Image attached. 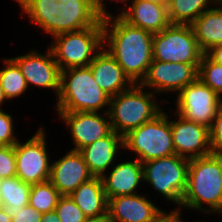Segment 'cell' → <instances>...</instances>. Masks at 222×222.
Segmentation results:
<instances>
[{
  "label": "cell",
  "mask_w": 222,
  "mask_h": 222,
  "mask_svg": "<svg viewBox=\"0 0 222 222\" xmlns=\"http://www.w3.org/2000/svg\"><path fill=\"white\" fill-rule=\"evenodd\" d=\"M60 193L50 181L32 184L29 205L41 213L55 211Z\"/></svg>",
  "instance_id": "27"
},
{
  "label": "cell",
  "mask_w": 222,
  "mask_h": 222,
  "mask_svg": "<svg viewBox=\"0 0 222 222\" xmlns=\"http://www.w3.org/2000/svg\"><path fill=\"white\" fill-rule=\"evenodd\" d=\"M110 174L102 177L104 191L107 199L137 194L135 190L143 181L142 163L135 159L133 161L119 162L112 165Z\"/></svg>",
  "instance_id": "20"
},
{
  "label": "cell",
  "mask_w": 222,
  "mask_h": 222,
  "mask_svg": "<svg viewBox=\"0 0 222 222\" xmlns=\"http://www.w3.org/2000/svg\"><path fill=\"white\" fill-rule=\"evenodd\" d=\"M123 149V137L112 131L104 138L79 150L94 177H103L116 160L118 148Z\"/></svg>",
  "instance_id": "21"
},
{
  "label": "cell",
  "mask_w": 222,
  "mask_h": 222,
  "mask_svg": "<svg viewBox=\"0 0 222 222\" xmlns=\"http://www.w3.org/2000/svg\"><path fill=\"white\" fill-rule=\"evenodd\" d=\"M146 195H124L108 199L107 212L112 222H155L165 213Z\"/></svg>",
  "instance_id": "17"
},
{
  "label": "cell",
  "mask_w": 222,
  "mask_h": 222,
  "mask_svg": "<svg viewBox=\"0 0 222 222\" xmlns=\"http://www.w3.org/2000/svg\"><path fill=\"white\" fill-rule=\"evenodd\" d=\"M32 184L22 181L17 176L0 179V195L3 206L10 210H21L29 205Z\"/></svg>",
  "instance_id": "25"
},
{
  "label": "cell",
  "mask_w": 222,
  "mask_h": 222,
  "mask_svg": "<svg viewBox=\"0 0 222 222\" xmlns=\"http://www.w3.org/2000/svg\"><path fill=\"white\" fill-rule=\"evenodd\" d=\"M5 212L12 218V222H41L43 213L34 207L26 205L21 210H10L3 206Z\"/></svg>",
  "instance_id": "33"
},
{
  "label": "cell",
  "mask_w": 222,
  "mask_h": 222,
  "mask_svg": "<svg viewBox=\"0 0 222 222\" xmlns=\"http://www.w3.org/2000/svg\"><path fill=\"white\" fill-rule=\"evenodd\" d=\"M20 68L26 79L27 85H35L54 90L58 97L60 90L61 70L56 63L51 49H47L46 54L31 50L25 55L11 58Z\"/></svg>",
  "instance_id": "14"
},
{
  "label": "cell",
  "mask_w": 222,
  "mask_h": 222,
  "mask_svg": "<svg viewBox=\"0 0 222 222\" xmlns=\"http://www.w3.org/2000/svg\"><path fill=\"white\" fill-rule=\"evenodd\" d=\"M178 116V117H177ZM171 120V132L175 154L187 158H199L212 154L209 128L177 115Z\"/></svg>",
  "instance_id": "15"
},
{
  "label": "cell",
  "mask_w": 222,
  "mask_h": 222,
  "mask_svg": "<svg viewBox=\"0 0 222 222\" xmlns=\"http://www.w3.org/2000/svg\"><path fill=\"white\" fill-rule=\"evenodd\" d=\"M93 177L79 151L70 150L65 156L51 162L49 181L61 196H69Z\"/></svg>",
  "instance_id": "16"
},
{
  "label": "cell",
  "mask_w": 222,
  "mask_h": 222,
  "mask_svg": "<svg viewBox=\"0 0 222 222\" xmlns=\"http://www.w3.org/2000/svg\"><path fill=\"white\" fill-rule=\"evenodd\" d=\"M102 112H104V115L90 111L57 112L63 122H66L65 124L70 128L71 137L73 138L72 142L75 146L71 150L79 151L113 131L108 110L104 109Z\"/></svg>",
  "instance_id": "13"
},
{
  "label": "cell",
  "mask_w": 222,
  "mask_h": 222,
  "mask_svg": "<svg viewBox=\"0 0 222 222\" xmlns=\"http://www.w3.org/2000/svg\"><path fill=\"white\" fill-rule=\"evenodd\" d=\"M153 60L200 64L204 53L190 25L170 24L153 34Z\"/></svg>",
  "instance_id": "9"
},
{
  "label": "cell",
  "mask_w": 222,
  "mask_h": 222,
  "mask_svg": "<svg viewBox=\"0 0 222 222\" xmlns=\"http://www.w3.org/2000/svg\"><path fill=\"white\" fill-rule=\"evenodd\" d=\"M102 24L104 48L130 80L139 84L153 61V34L130 25L119 15L102 19Z\"/></svg>",
  "instance_id": "1"
},
{
  "label": "cell",
  "mask_w": 222,
  "mask_h": 222,
  "mask_svg": "<svg viewBox=\"0 0 222 222\" xmlns=\"http://www.w3.org/2000/svg\"><path fill=\"white\" fill-rule=\"evenodd\" d=\"M41 222H61L55 211L43 213Z\"/></svg>",
  "instance_id": "37"
},
{
  "label": "cell",
  "mask_w": 222,
  "mask_h": 222,
  "mask_svg": "<svg viewBox=\"0 0 222 222\" xmlns=\"http://www.w3.org/2000/svg\"><path fill=\"white\" fill-rule=\"evenodd\" d=\"M16 176L15 147L0 145V179Z\"/></svg>",
  "instance_id": "30"
},
{
  "label": "cell",
  "mask_w": 222,
  "mask_h": 222,
  "mask_svg": "<svg viewBox=\"0 0 222 222\" xmlns=\"http://www.w3.org/2000/svg\"><path fill=\"white\" fill-rule=\"evenodd\" d=\"M110 96L93 78L91 68L73 67L61 70L57 112H99L108 106Z\"/></svg>",
  "instance_id": "4"
},
{
  "label": "cell",
  "mask_w": 222,
  "mask_h": 222,
  "mask_svg": "<svg viewBox=\"0 0 222 222\" xmlns=\"http://www.w3.org/2000/svg\"><path fill=\"white\" fill-rule=\"evenodd\" d=\"M147 1L160 4V5L165 6L167 8H168V5H169V0H147Z\"/></svg>",
  "instance_id": "40"
},
{
  "label": "cell",
  "mask_w": 222,
  "mask_h": 222,
  "mask_svg": "<svg viewBox=\"0 0 222 222\" xmlns=\"http://www.w3.org/2000/svg\"><path fill=\"white\" fill-rule=\"evenodd\" d=\"M89 67L96 83L110 97L118 95L134 84L104 47L95 56Z\"/></svg>",
  "instance_id": "18"
},
{
  "label": "cell",
  "mask_w": 222,
  "mask_h": 222,
  "mask_svg": "<svg viewBox=\"0 0 222 222\" xmlns=\"http://www.w3.org/2000/svg\"><path fill=\"white\" fill-rule=\"evenodd\" d=\"M143 89L146 88L134 83L129 89L110 97L108 114L112 130L122 137L162 112L154 100L156 94Z\"/></svg>",
  "instance_id": "5"
},
{
  "label": "cell",
  "mask_w": 222,
  "mask_h": 222,
  "mask_svg": "<svg viewBox=\"0 0 222 222\" xmlns=\"http://www.w3.org/2000/svg\"><path fill=\"white\" fill-rule=\"evenodd\" d=\"M176 115L210 128L222 106V97L200 79L185 86L176 96Z\"/></svg>",
  "instance_id": "10"
},
{
  "label": "cell",
  "mask_w": 222,
  "mask_h": 222,
  "mask_svg": "<svg viewBox=\"0 0 222 222\" xmlns=\"http://www.w3.org/2000/svg\"><path fill=\"white\" fill-rule=\"evenodd\" d=\"M219 0H169L168 17L171 24L190 25L207 6L216 4Z\"/></svg>",
  "instance_id": "24"
},
{
  "label": "cell",
  "mask_w": 222,
  "mask_h": 222,
  "mask_svg": "<svg viewBox=\"0 0 222 222\" xmlns=\"http://www.w3.org/2000/svg\"><path fill=\"white\" fill-rule=\"evenodd\" d=\"M29 20L52 37L95 26L100 20L90 0H16Z\"/></svg>",
  "instance_id": "2"
},
{
  "label": "cell",
  "mask_w": 222,
  "mask_h": 222,
  "mask_svg": "<svg viewBox=\"0 0 222 222\" xmlns=\"http://www.w3.org/2000/svg\"><path fill=\"white\" fill-rule=\"evenodd\" d=\"M143 181L148 182L164 199L179 205L187 188L189 159L173 154L142 163Z\"/></svg>",
  "instance_id": "8"
},
{
  "label": "cell",
  "mask_w": 222,
  "mask_h": 222,
  "mask_svg": "<svg viewBox=\"0 0 222 222\" xmlns=\"http://www.w3.org/2000/svg\"><path fill=\"white\" fill-rule=\"evenodd\" d=\"M222 155L208 156L189 160L187 188L181 207L201 210L222 215ZM203 203L208 207L204 209Z\"/></svg>",
  "instance_id": "3"
},
{
  "label": "cell",
  "mask_w": 222,
  "mask_h": 222,
  "mask_svg": "<svg viewBox=\"0 0 222 222\" xmlns=\"http://www.w3.org/2000/svg\"><path fill=\"white\" fill-rule=\"evenodd\" d=\"M198 79L222 97V65L212 61L206 54L198 67Z\"/></svg>",
  "instance_id": "28"
},
{
  "label": "cell",
  "mask_w": 222,
  "mask_h": 222,
  "mask_svg": "<svg viewBox=\"0 0 222 222\" xmlns=\"http://www.w3.org/2000/svg\"><path fill=\"white\" fill-rule=\"evenodd\" d=\"M55 212L61 222H84L86 219L70 196H60Z\"/></svg>",
  "instance_id": "29"
},
{
  "label": "cell",
  "mask_w": 222,
  "mask_h": 222,
  "mask_svg": "<svg viewBox=\"0 0 222 222\" xmlns=\"http://www.w3.org/2000/svg\"><path fill=\"white\" fill-rule=\"evenodd\" d=\"M198 67L199 64L153 60L139 84L142 87L151 88L155 94L169 91L178 94L198 78Z\"/></svg>",
  "instance_id": "12"
},
{
  "label": "cell",
  "mask_w": 222,
  "mask_h": 222,
  "mask_svg": "<svg viewBox=\"0 0 222 222\" xmlns=\"http://www.w3.org/2000/svg\"><path fill=\"white\" fill-rule=\"evenodd\" d=\"M92 1L96 6L99 4V0H90Z\"/></svg>",
  "instance_id": "42"
},
{
  "label": "cell",
  "mask_w": 222,
  "mask_h": 222,
  "mask_svg": "<svg viewBox=\"0 0 222 222\" xmlns=\"http://www.w3.org/2000/svg\"><path fill=\"white\" fill-rule=\"evenodd\" d=\"M84 222H112L108 212L96 217H86Z\"/></svg>",
  "instance_id": "38"
},
{
  "label": "cell",
  "mask_w": 222,
  "mask_h": 222,
  "mask_svg": "<svg viewBox=\"0 0 222 222\" xmlns=\"http://www.w3.org/2000/svg\"><path fill=\"white\" fill-rule=\"evenodd\" d=\"M103 1L104 0H99V4L96 6L97 7V12H98L101 19H105V18H108L110 16H113L112 13L111 14L108 13V11L105 8V4L103 3ZM115 1H120V2L122 1L124 3L126 2L125 4H128L127 0H115Z\"/></svg>",
  "instance_id": "36"
},
{
  "label": "cell",
  "mask_w": 222,
  "mask_h": 222,
  "mask_svg": "<svg viewBox=\"0 0 222 222\" xmlns=\"http://www.w3.org/2000/svg\"><path fill=\"white\" fill-rule=\"evenodd\" d=\"M180 217H181V212L175 209L168 214L167 212H165L155 222H183Z\"/></svg>",
  "instance_id": "34"
},
{
  "label": "cell",
  "mask_w": 222,
  "mask_h": 222,
  "mask_svg": "<svg viewBox=\"0 0 222 222\" xmlns=\"http://www.w3.org/2000/svg\"><path fill=\"white\" fill-rule=\"evenodd\" d=\"M3 205H2V202H1V195H0V208H2Z\"/></svg>",
  "instance_id": "43"
},
{
  "label": "cell",
  "mask_w": 222,
  "mask_h": 222,
  "mask_svg": "<svg viewBox=\"0 0 222 222\" xmlns=\"http://www.w3.org/2000/svg\"><path fill=\"white\" fill-rule=\"evenodd\" d=\"M39 128L27 142H17L15 147L16 176L29 184L49 181L51 163L47 153L46 136Z\"/></svg>",
  "instance_id": "11"
},
{
  "label": "cell",
  "mask_w": 222,
  "mask_h": 222,
  "mask_svg": "<svg viewBox=\"0 0 222 222\" xmlns=\"http://www.w3.org/2000/svg\"><path fill=\"white\" fill-rule=\"evenodd\" d=\"M212 61L222 65V44L212 47L205 53Z\"/></svg>",
  "instance_id": "35"
},
{
  "label": "cell",
  "mask_w": 222,
  "mask_h": 222,
  "mask_svg": "<svg viewBox=\"0 0 222 222\" xmlns=\"http://www.w3.org/2000/svg\"><path fill=\"white\" fill-rule=\"evenodd\" d=\"M53 39L49 48L60 70L87 67L104 47L102 19L93 27L61 33Z\"/></svg>",
  "instance_id": "6"
},
{
  "label": "cell",
  "mask_w": 222,
  "mask_h": 222,
  "mask_svg": "<svg viewBox=\"0 0 222 222\" xmlns=\"http://www.w3.org/2000/svg\"><path fill=\"white\" fill-rule=\"evenodd\" d=\"M13 118L11 114L0 110V145L13 146L19 140L14 136Z\"/></svg>",
  "instance_id": "31"
},
{
  "label": "cell",
  "mask_w": 222,
  "mask_h": 222,
  "mask_svg": "<svg viewBox=\"0 0 222 222\" xmlns=\"http://www.w3.org/2000/svg\"><path fill=\"white\" fill-rule=\"evenodd\" d=\"M5 67L0 70V85L6 99H13L22 95L28 85L18 65L11 58H4Z\"/></svg>",
  "instance_id": "26"
},
{
  "label": "cell",
  "mask_w": 222,
  "mask_h": 222,
  "mask_svg": "<svg viewBox=\"0 0 222 222\" xmlns=\"http://www.w3.org/2000/svg\"><path fill=\"white\" fill-rule=\"evenodd\" d=\"M168 120L162 111L153 120L129 131L123 136V149L136 153L141 163L175 154Z\"/></svg>",
  "instance_id": "7"
},
{
  "label": "cell",
  "mask_w": 222,
  "mask_h": 222,
  "mask_svg": "<svg viewBox=\"0 0 222 222\" xmlns=\"http://www.w3.org/2000/svg\"><path fill=\"white\" fill-rule=\"evenodd\" d=\"M118 15L130 25L152 34L161 32L171 24L167 7L147 0H133L129 8L126 6Z\"/></svg>",
  "instance_id": "19"
},
{
  "label": "cell",
  "mask_w": 222,
  "mask_h": 222,
  "mask_svg": "<svg viewBox=\"0 0 222 222\" xmlns=\"http://www.w3.org/2000/svg\"><path fill=\"white\" fill-rule=\"evenodd\" d=\"M69 196L86 217L107 213L108 199L101 177H93L82 183Z\"/></svg>",
  "instance_id": "23"
},
{
  "label": "cell",
  "mask_w": 222,
  "mask_h": 222,
  "mask_svg": "<svg viewBox=\"0 0 222 222\" xmlns=\"http://www.w3.org/2000/svg\"><path fill=\"white\" fill-rule=\"evenodd\" d=\"M209 137L212 153L222 155V106L217 111L209 128Z\"/></svg>",
  "instance_id": "32"
},
{
  "label": "cell",
  "mask_w": 222,
  "mask_h": 222,
  "mask_svg": "<svg viewBox=\"0 0 222 222\" xmlns=\"http://www.w3.org/2000/svg\"><path fill=\"white\" fill-rule=\"evenodd\" d=\"M5 96H4V93H3V89H2V87H1V85H0V106L3 104V102L5 101ZM0 110H2L1 109V107H0Z\"/></svg>",
  "instance_id": "41"
},
{
  "label": "cell",
  "mask_w": 222,
  "mask_h": 222,
  "mask_svg": "<svg viewBox=\"0 0 222 222\" xmlns=\"http://www.w3.org/2000/svg\"><path fill=\"white\" fill-rule=\"evenodd\" d=\"M0 222H12V218L5 212L4 208H0Z\"/></svg>",
  "instance_id": "39"
},
{
  "label": "cell",
  "mask_w": 222,
  "mask_h": 222,
  "mask_svg": "<svg viewBox=\"0 0 222 222\" xmlns=\"http://www.w3.org/2000/svg\"><path fill=\"white\" fill-rule=\"evenodd\" d=\"M219 5V6H217ZM200 49L205 54L212 47L222 44V0L216 8L204 11L190 24Z\"/></svg>",
  "instance_id": "22"
}]
</instances>
